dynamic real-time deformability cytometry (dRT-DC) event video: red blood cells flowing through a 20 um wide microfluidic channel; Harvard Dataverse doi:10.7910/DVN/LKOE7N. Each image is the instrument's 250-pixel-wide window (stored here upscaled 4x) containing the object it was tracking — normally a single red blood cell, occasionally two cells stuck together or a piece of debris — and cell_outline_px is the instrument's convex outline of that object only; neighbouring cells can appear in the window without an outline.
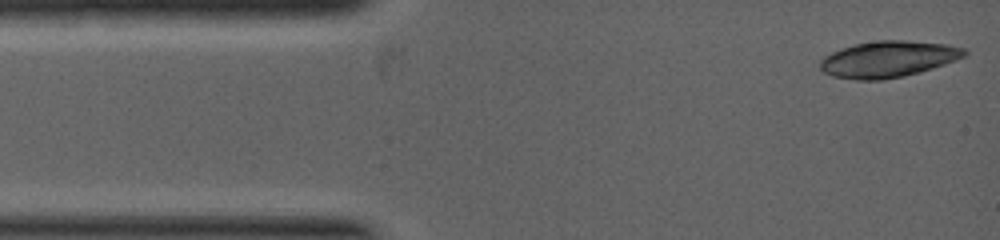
{"species": "common noctule bat (a hibernating species)", "species_latin": "Nyctalus noctula", "temperature_condition": "warm", "stored_images_in_passage": 2, "camera_frame_rate_fps": 5000, "um_per_image_px": 0.085, "animal": {"sex": "female", "body_mass_g": 19.0, "forearm_length_mm": 53.3}, "frame": {"image": 1, "passage_image": 1, "time_ms": 0.0, "image_size_px": [1000, 240], "cell_outline_px": [[968, 52], [964, 56], [956, 60], [920, 72], [904, 76], [880, 80], [856, 80], [832, 76], [824, 72], [820, 68], [820, 60], [824, 56], [832, 52], [856, 44], [876, 40], [908, 40], [948, 44], [964, 48]], "centroid_in_image_um": [75.5, 5.02], "position_along_channel_um": 9.5, "area_um2": 30.52}}